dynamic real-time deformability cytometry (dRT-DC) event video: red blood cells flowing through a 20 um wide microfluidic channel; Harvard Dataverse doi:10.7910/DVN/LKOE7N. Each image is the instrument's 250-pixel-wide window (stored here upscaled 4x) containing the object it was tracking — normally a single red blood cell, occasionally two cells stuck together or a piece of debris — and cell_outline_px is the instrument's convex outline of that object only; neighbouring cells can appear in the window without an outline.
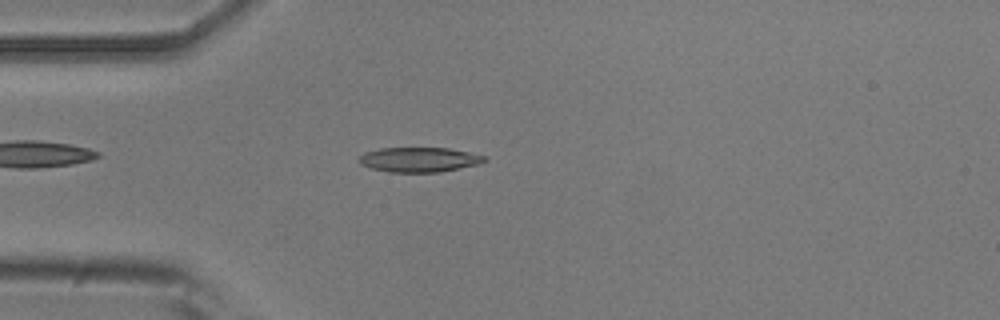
{"species": "common noctule bat (a hibernating species)", "species_latin": "Nyctalus noctula", "temperature_condition": "room temperature", "stored_images_in_passage": 45, "camera_frame_rate_fps": 3000, "um_per_image_px": 0.085, "animal": {"sex": "male", "body_mass_g": 20.5, "forearm_length_mm": 52.5}, "frame": {"image": 1, "passage_image": 7, "time_ms": 2.0, "image_size_px": [1000, 320], "cell_outline_px": [[488, 160], [480, 164], [440, 172], [388, 172], [372, 168], [360, 164], [360, 156], [364, 152], [380, 148], [448, 148], [468, 152], [484, 156]], "centroid_in_image_um": [35.64, 13.57], "position_along_channel_um": 49.4, "area_um2": 18.03}}
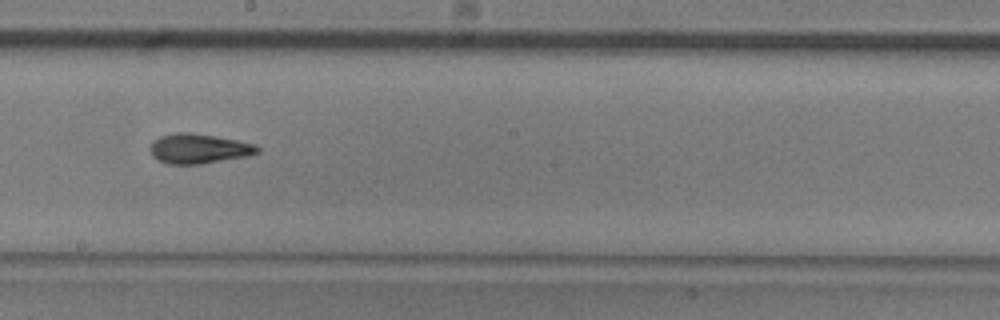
{"frame": {"image": 2, "passage_image": 22, "time_ms": 7.0, "image_size_px": [1000, 320], "cell_outline_px": [[260, 152], [248, 156], [200, 164], [168, 164], [156, 160], [152, 156], [148, 148], [152, 140], [160, 136], [176, 132], [188, 132], [216, 136], [236, 140], [252, 144], [260, 148]], "centroid_in_image_um": [16.83, 12.63], "position_along_channel_um": 231.4, "area_um2": 18.79}}
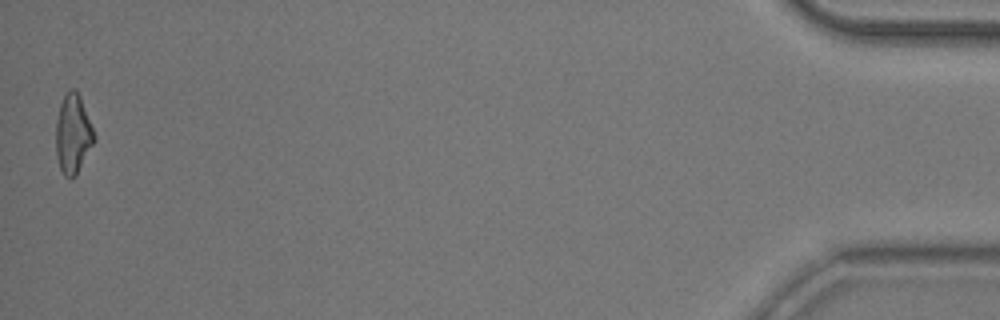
{"frame": {"image": 3, "passage_image": 45, "time_ms": 14.667, "image_size_px": [1000, 320], "cell_outline_px": [[96, 140], [76, 176], [64, 176], [60, 168], [56, 156], [56, 120], [60, 104], [64, 96], [72, 88], [76, 88], [80, 96], [96, 136]], "centroid_in_image_um": [6.21, 11.39], "position_along_channel_um": 429.0, "area_um2": 17.69}, "authors_computed_cell_mechanics": {"area_um2": 17.8602, "velocity_mm_per_s": 3.828, "shape_relaxation_time_tau1_ms": 7.0685, "shape_relaxation_time_tau2_ms": 2.6719, "deformation_change_tau1": 0.1942, "deformation_change_tau2": 0.1096}}